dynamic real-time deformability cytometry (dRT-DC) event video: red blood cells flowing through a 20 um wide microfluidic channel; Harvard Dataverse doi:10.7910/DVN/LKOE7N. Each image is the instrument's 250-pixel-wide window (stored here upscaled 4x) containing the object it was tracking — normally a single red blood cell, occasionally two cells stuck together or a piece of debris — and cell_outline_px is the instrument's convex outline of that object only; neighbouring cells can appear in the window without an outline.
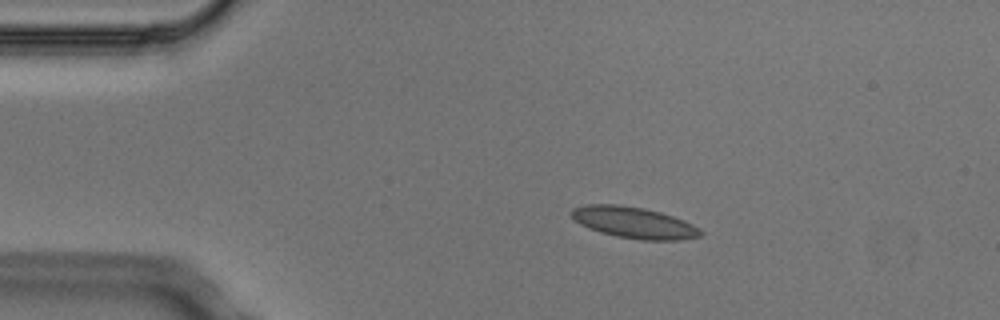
{"species": "Egyptian fruit bat (a non-hibernating species)", "species_latin": "Rousettus aegyptiacus", "temperature_condition": "cold", "stored_images_in_passage": 3, "camera_frame_rate_fps": 3000, "um_per_image_px": 0.085, "animal": {"sex": "male"}, "frame": {"image": 1, "passage_image": 2, "time_ms": 0.333, "image_size_px": [1000, 320], "cell_outline_px": [[704, 232], [700, 236], [680, 240], [644, 240], [616, 236], [600, 232], [588, 228], [580, 224], [568, 212], [572, 208], [588, 204], [620, 204], [644, 208], [660, 212], [684, 220], [700, 228]], "centroid_in_image_um": [53.88, 18.91], "position_along_channel_um": 31.1, "area_um2": 23.64}}